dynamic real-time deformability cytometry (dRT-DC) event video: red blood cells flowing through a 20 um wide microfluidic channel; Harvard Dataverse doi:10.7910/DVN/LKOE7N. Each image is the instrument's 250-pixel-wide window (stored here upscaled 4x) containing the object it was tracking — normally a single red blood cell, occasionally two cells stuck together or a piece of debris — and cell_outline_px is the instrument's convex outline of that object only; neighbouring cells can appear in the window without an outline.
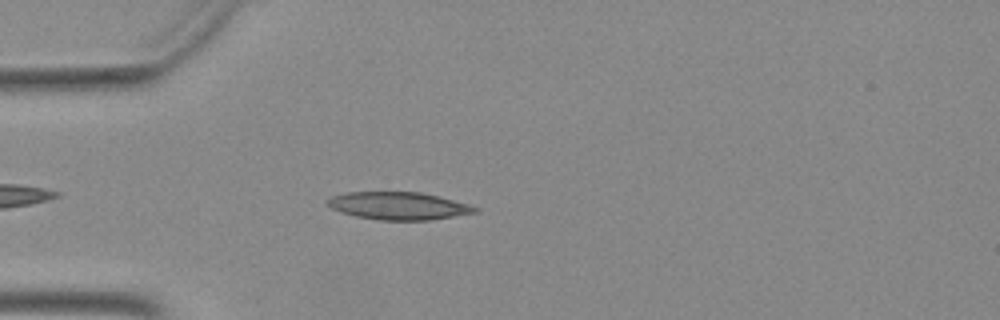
{"species": "Egyptian fruit bat (a non-hibernating species)", "species_latin": "Rousettus aegyptiacus", "temperature_condition": "warm", "stored_images_in_passage": 39, "camera_frame_rate_fps": 3000, "um_per_image_px": 0.085, "animal": {"sex": "female"}, "frame": {"image": 1, "passage_image": 5, "time_ms": 1.333, "image_size_px": [1000, 320], "cell_outline_px": [[480, 208], [476, 212], [428, 220], [380, 220], [356, 216], [340, 212], [332, 208], [324, 200], [332, 196], [344, 192], [420, 192], [468, 204]], "centroid_in_image_um": [33.81, 17.49], "position_along_channel_um": 51.2, "area_um2": 23.52}}
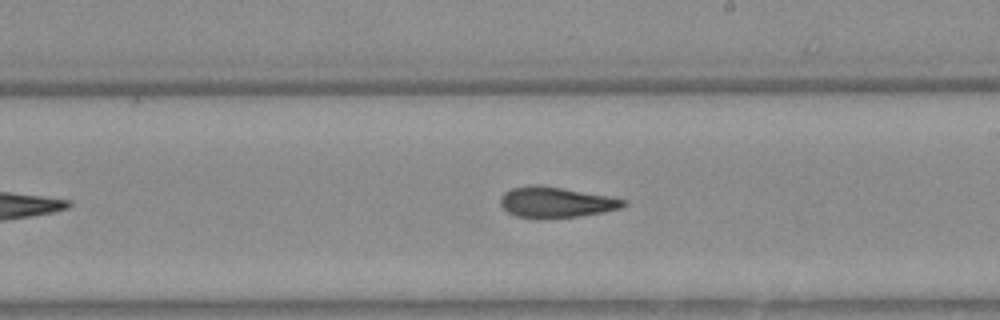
{"frame": {"image": 2, "passage_image": 20, "time_ms": 6.333, "image_size_px": [1000, 320], "cell_outline_px": [[628, 204], [620, 208], [604, 212], [576, 216], [516, 216], [508, 212], [500, 204], [500, 196], [504, 192], [512, 188], [532, 184], [536, 184], [608, 196], [628, 200]], "centroid_in_image_um": [47.26, 17.16], "position_along_channel_um": 241.7, "area_um2": 21.27}}
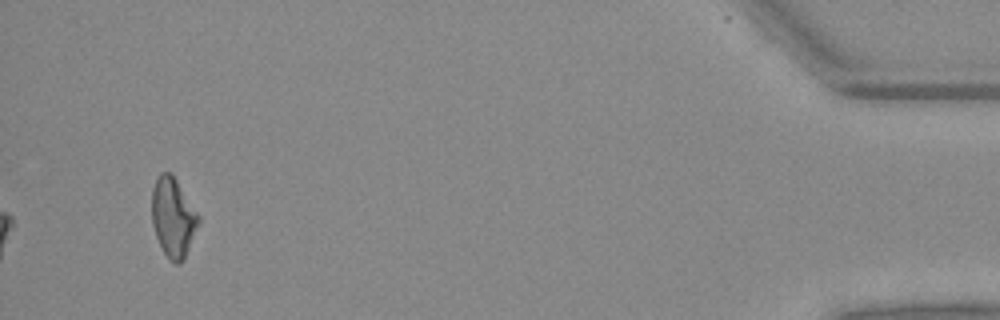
{"frame": {"image": 3, "passage_image": 39, "time_ms": 12.667, "image_size_px": [1000, 320], "cell_outline_px": [[200, 220], [184, 256], [180, 264], [176, 264], [168, 260], [156, 236], [152, 224], [152, 188], [160, 172], [172, 172], [200, 216]], "centroid_in_image_um": [14.7, 18.44], "position_along_channel_um": 420.5, "area_um2": 21.39}}